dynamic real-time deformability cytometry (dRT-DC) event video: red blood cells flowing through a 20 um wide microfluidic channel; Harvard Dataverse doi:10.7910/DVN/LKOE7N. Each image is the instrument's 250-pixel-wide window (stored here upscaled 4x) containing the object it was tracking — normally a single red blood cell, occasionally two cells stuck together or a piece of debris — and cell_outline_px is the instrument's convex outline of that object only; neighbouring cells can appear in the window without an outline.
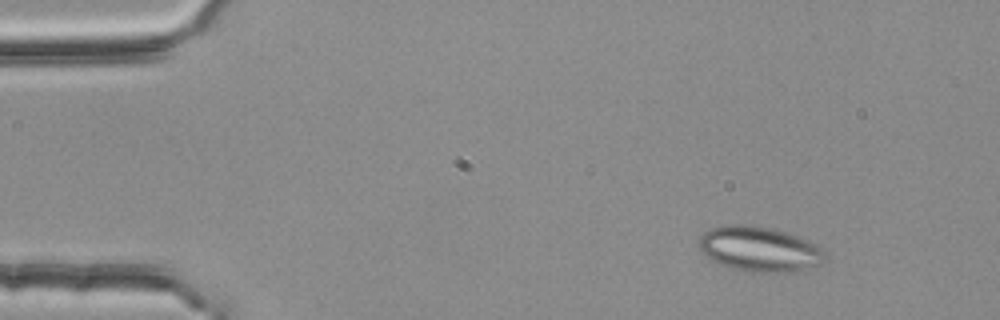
{"species": "common noctule bat (a hibernating species)", "species_latin": "Nyctalus noctula", "temperature_condition": "room temperature", "stored_images_in_passage": 3, "camera_frame_rate_fps": 3000, "um_per_image_px": 0.085, "animal": {"sex": "female", "body_mass_g": 25.1}, "frame": {"image": 1, "passage_image": 1, "time_ms": 0.0, "image_size_px": [1000, 320], "cell_outline_px": [[824, 260], [820, 264], [792, 272], [748, 272], [732, 268], [720, 264], [712, 260], [700, 248], [700, 236], [704, 232], [712, 228], [724, 224], [748, 224], [776, 228], [800, 236], [816, 244], [824, 252]], "centroid_in_image_um": [64.56, 21.15], "position_along_channel_um": 20.4, "area_um2": 33.18}}